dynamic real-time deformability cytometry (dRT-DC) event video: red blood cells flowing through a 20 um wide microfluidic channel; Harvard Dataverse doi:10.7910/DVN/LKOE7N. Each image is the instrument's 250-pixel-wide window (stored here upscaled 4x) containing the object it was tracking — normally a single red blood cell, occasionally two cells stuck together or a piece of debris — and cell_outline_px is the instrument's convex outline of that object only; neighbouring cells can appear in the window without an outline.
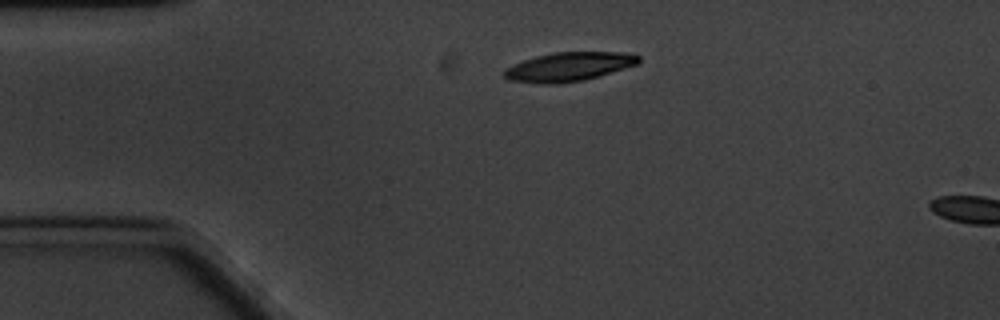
{"species": "common noctule bat (a hibernating species)", "species_latin": "Nyctalus noctula", "temperature_condition": "cold", "stored_images_in_passage": 4, "camera_frame_rate_fps": 3000, "um_per_image_px": 0.085, "animal": {"sex": "male", "body_mass_g": 20.1, "forearm_length_mm": 53.5}, "frame": {"image": 1, "passage_image": 1, "time_ms": 0.0, "image_size_px": [1000, 320], "cell_outline_px": [[640, 60], [636, 64], [624, 68], [584, 80], [556, 84], [540, 84], [508, 80], [500, 76], [500, 72], [504, 68], [512, 64], [536, 56], [552, 52], [624, 52], [640, 56]], "centroid_in_image_um": [48.23, 5.68], "position_along_channel_um": 36.8, "area_um2": 22.89}}